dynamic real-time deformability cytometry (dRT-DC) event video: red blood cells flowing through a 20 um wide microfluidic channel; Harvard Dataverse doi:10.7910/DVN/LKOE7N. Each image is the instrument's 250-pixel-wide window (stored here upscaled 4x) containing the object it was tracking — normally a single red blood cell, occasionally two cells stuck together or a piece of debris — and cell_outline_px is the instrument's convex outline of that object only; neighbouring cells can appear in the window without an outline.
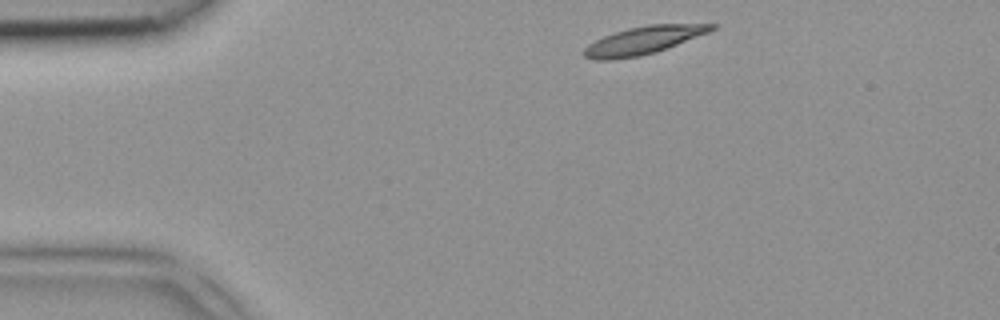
{"species": "common noctule bat (a hibernating species)", "species_latin": "Nyctalus noctula", "temperature_condition": "room temperature", "stored_images_in_passage": 3, "camera_frame_rate_fps": 3000, "um_per_image_px": 0.085, "animal": {"sex": "female", "body_mass_g": 18.4}, "frame": {"image": 1, "passage_image": 1, "time_ms": 0.0, "image_size_px": [1000, 320], "cell_outline_px": [[716, 28], [708, 32], [656, 52], [640, 56], [612, 60], [596, 60], [584, 56], [584, 48], [588, 44], [604, 36], [628, 28], [648, 24], [716, 24]], "centroid_in_image_um": [54.66, 3.43], "position_along_channel_um": 30.3, "area_um2": 20.4}}
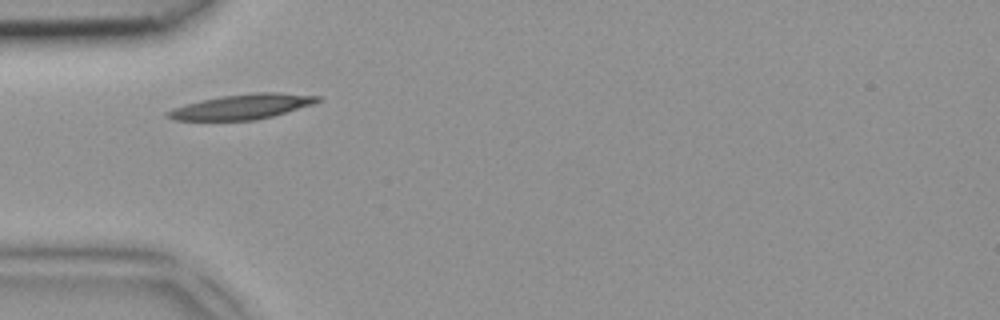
{"frame": {"image": 2, "passage_image": 3, "time_ms": 0.667, "image_size_px": [1000, 320], "cell_outline_px": [[320, 100], [312, 104], [272, 116], [256, 120], [176, 120], [168, 116], [164, 112], [172, 108], [184, 104], [200, 100], [224, 96], [256, 92], [276, 92], [320, 96]], "centroid_in_image_um": [20.54, 9.06], "position_along_channel_um": 64.5, "area_um2": 21.56}}